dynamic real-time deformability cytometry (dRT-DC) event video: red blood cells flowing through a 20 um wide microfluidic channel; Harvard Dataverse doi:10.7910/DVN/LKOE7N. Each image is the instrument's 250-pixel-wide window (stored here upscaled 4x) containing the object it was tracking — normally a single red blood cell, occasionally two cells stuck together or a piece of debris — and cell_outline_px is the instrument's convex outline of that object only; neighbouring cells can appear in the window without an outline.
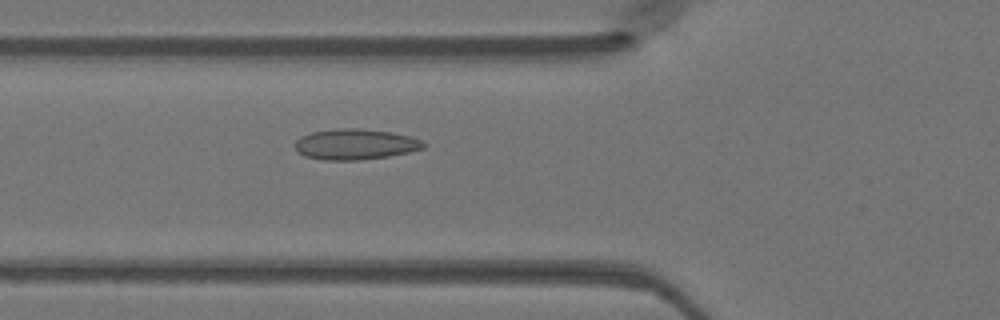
{"species": "Egyptian fruit bat (a non-hibernating species)", "species_latin": "Rousettus aegyptiacus", "temperature_condition": "warm", "stored_images_in_passage": 31, "camera_frame_rate_fps": 3000, "um_per_image_px": 0.085, "animal": {"sex": "female"}, "frame": {"image": 1, "passage_image": 5, "time_ms": 1.333, "image_size_px": [1000, 320], "cell_outline_px": [[424, 148], [408, 152], [388, 156], [360, 160], [324, 160], [304, 156], [296, 152], [296, 140], [300, 136], [312, 132], [336, 128], [360, 128], [392, 132], [408, 136], [420, 140], [424, 144]], "centroid_in_image_um": [30.15, 12.26], "position_along_channel_um": 95.7, "area_um2": 22.95}}
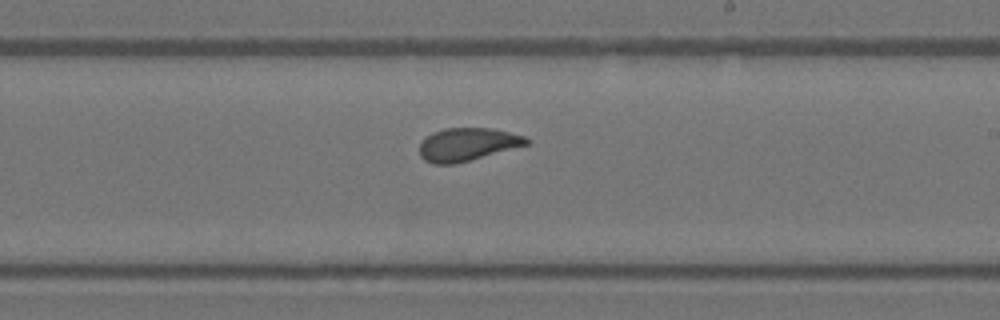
{"frame": {"image": 2, "passage_image": 16, "time_ms": 5.0, "image_size_px": [1000, 320], "cell_outline_px": [[532, 140], [528, 144], [468, 160], [452, 164], [436, 164], [424, 160], [420, 156], [420, 144], [432, 132], [444, 128], [492, 128], [524, 136]], "centroid_in_image_um": [39.72, 12.26], "position_along_channel_um": 249.3, "area_um2": 20.17}}
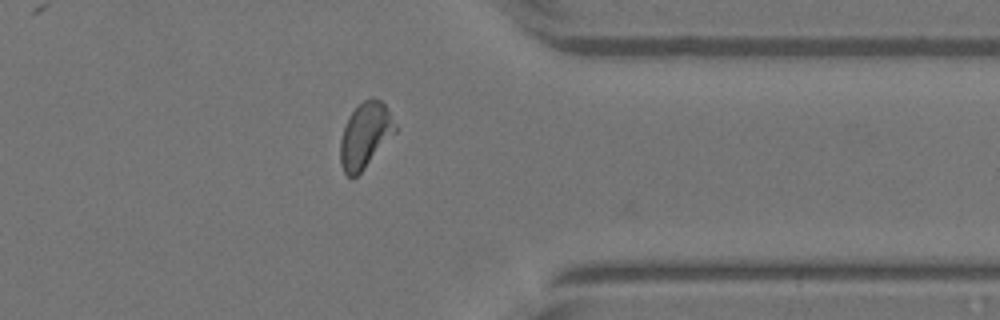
{"frame": {"image": 3, "passage_image": 26, "time_ms": 8.333, "image_size_px": [1000, 320], "cell_outline_px": [[400, 128], [364, 168], [356, 176], [348, 176], [344, 172], [340, 164], [340, 140], [348, 116], [364, 100], [372, 96], [380, 100], [384, 104]], "centroid_in_image_um": [31.06, 11.48], "position_along_channel_um": 380.3, "area_um2": 20.92}}